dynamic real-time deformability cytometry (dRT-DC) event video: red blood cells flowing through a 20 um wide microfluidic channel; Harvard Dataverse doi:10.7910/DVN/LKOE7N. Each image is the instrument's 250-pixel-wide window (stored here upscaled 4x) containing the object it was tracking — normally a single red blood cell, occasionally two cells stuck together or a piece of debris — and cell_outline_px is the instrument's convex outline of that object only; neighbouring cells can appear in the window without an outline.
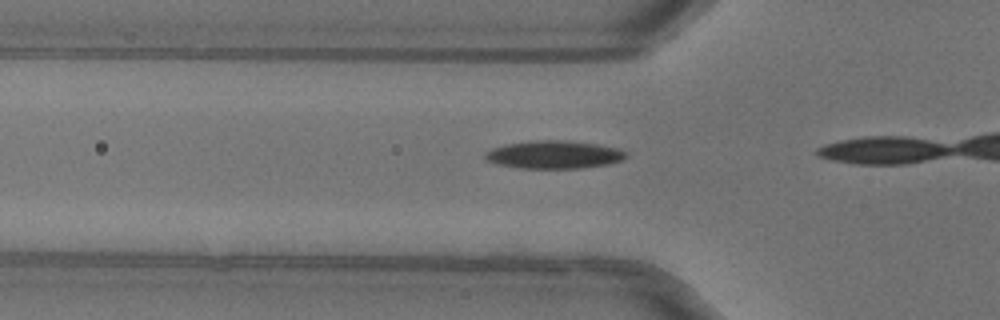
{"species": "common noctule bat (a hibernating species)", "species_latin": "Nyctalus noctula", "temperature_condition": "warm", "stored_images_in_passage": 5, "camera_frame_rate_fps": 3000, "um_per_image_px": 0.085, "animal": {"sex": "female"}, "frame": {"image": 1, "passage_image": 4, "time_ms": 1.0, "image_size_px": [1000, 320], "cell_outline_px": [[628, 156], [624, 160], [608, 164], [580, 168], [520, 168], [500, 164], [488, 160], [484, 156], [492, 148], [508, 144], [536, 140], [568, 140], [596, 144], [616, 148], [628, 152]], "centroid_in_image_um": [47.17, 13.14], "position_along_channel_um": 78.6, "area_um2": 22.72}}